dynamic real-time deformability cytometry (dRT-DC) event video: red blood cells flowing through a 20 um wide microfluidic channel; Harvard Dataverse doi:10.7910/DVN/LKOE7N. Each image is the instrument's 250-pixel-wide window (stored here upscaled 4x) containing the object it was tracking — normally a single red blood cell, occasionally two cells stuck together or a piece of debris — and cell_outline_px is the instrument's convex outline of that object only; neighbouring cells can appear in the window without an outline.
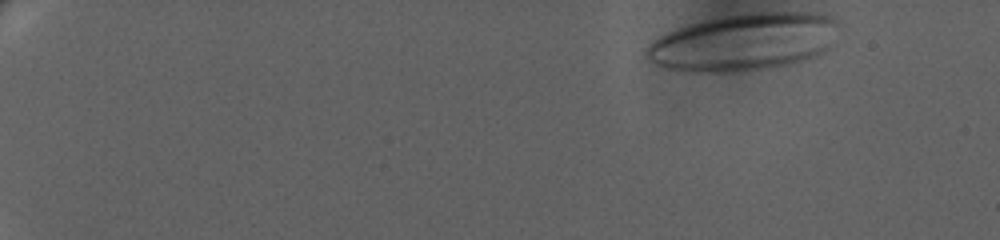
{"species": "human", "species_latin": "Homo sapiens", "temperature_condition": "warm", "stored_images_in_passage": 62, "camera_frame_rate_fps": 3000, "um_per_image_px": 0.085, "donor": {"sex": "female"}, "frame": {"image": 1, "passage_image": 1, "time_ms": 0.0, "image_size_px": [1000, 240], "cell_outline_px": [[824, 20], [816, 52], [808, 56], [784, 64], [768, 68], [736, 72], [708, 72], [680, 68], [660, 64], [652, 60], [648, 56], [648, 48], [656, 40], [668, 32], [688, 24], [704, 20], [724, 16], [760, 12], [812, 12], [824, 16]], "centroid_in_image_um": [62.9, 3.57], "position_along_channel_um": 22.1, "area_um2": 58.72}}
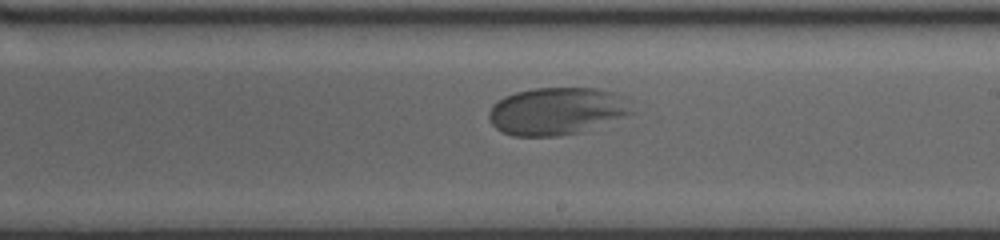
{"frame": {"image": 2, "passage_image": 38, "time_ms": 12.333, "image_size_px": [1000, 240], "cell_outline_px": [[636, 112], [576, 132], [556, 136], [512, 136], [496, 128], [492, 124], [488, 116], [488, 112], [492, 104], [504, 96], [516, 92], [532, 88], [596, 88], [612, 92], [624, 96]], "centroid_in_image_um": [47.29, 9.42], "position_along_channel_um": 241.7, "area_um2": 39.25}}
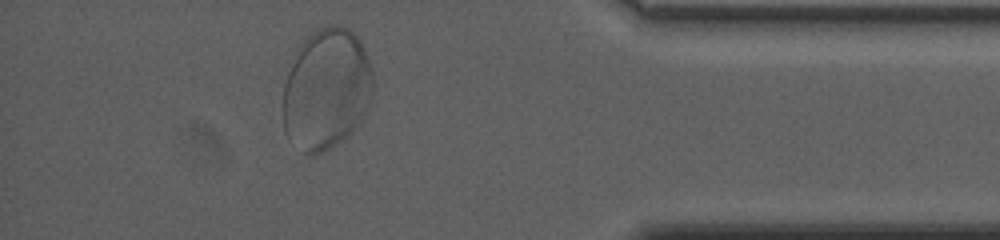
{"frame": {"image": 3, "passage_image": 56, "time_ms": 18.333, "image_size_px": [1000, 240], "cell_outline_px": [[372, 92], [364, 112], [352, 132], [336, 144], [312, 156], [308, 156], [284, 132], [284, 84], [288, 72], [300, 44], [312, 32], [320, 28], [332, 24], [348, 28], [360, 40], [364, 48], [372, 72]], "centroid_in_image_um": [27.74, 7.57], "position_along_channel_um": 407.5, "area_um2": 62.66}}